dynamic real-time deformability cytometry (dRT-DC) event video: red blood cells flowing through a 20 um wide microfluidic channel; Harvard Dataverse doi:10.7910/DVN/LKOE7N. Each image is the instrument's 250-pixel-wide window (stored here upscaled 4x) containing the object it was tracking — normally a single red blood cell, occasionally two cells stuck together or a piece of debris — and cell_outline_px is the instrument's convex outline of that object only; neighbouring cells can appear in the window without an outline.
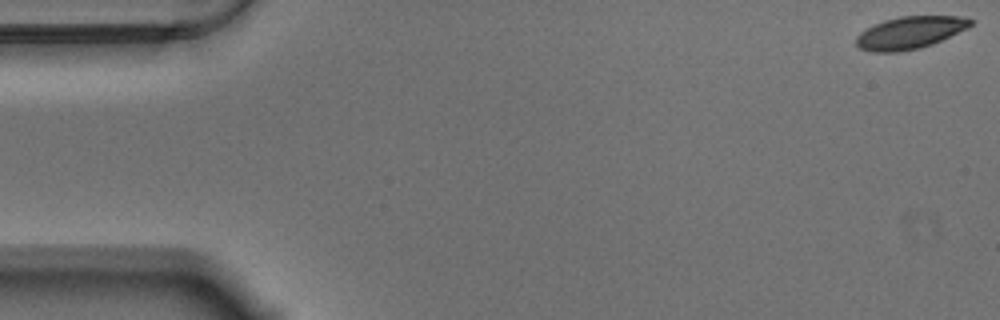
{"species": "Egyptian fruit bat (a non-hibernating species)", "species_latin": "Rousettus aegyptiacus", "temperature_condition": "warm", "stored_images_in_passage": 57, "camera_frame_rate_fps": 3000, "um_per_image_px": 0.085, "animal": {"sex": "male"}, "frame": {"image": 1, "passage_image": 1, "time_ms": 0.0, "image_size_px": [1000, 320], "cell_outline_px": [[972, 24], [968, 28], [932, 44], [920, 48], [900, 52], [872, 52], [860, 48], [856, 44], [856, 36], [860, 32], [884, 20], [900, 16], [956, 16], [972, 20]], "centroid_in_image_um": [77.32, 2.78], "position_along_channel_um": 7.7, "area_um2": 21.39}}
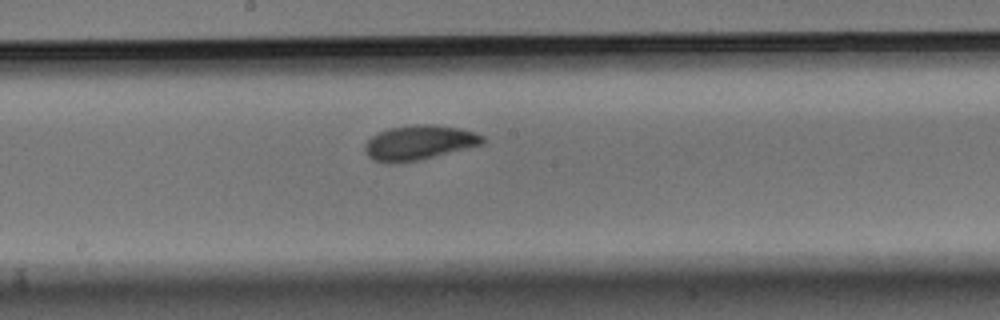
{"frame": {"image": 2, "passage_image": 30, "time_ms": 9.667, "image_size_px": [1000, 320], "cell_outline_px": [[484, 140], [480, 144], [420, 160], [392, 164], [388, 164], [372, 160], [364, 152], [364, 144], [376, 132], [388, 128], [412, 124], [432, 124], [460, 128], [484, 136]], "centroid_in_image_um": [35.52, 12.12], "position_along_channel_um": 212.7, "area_um2": 23.87}}
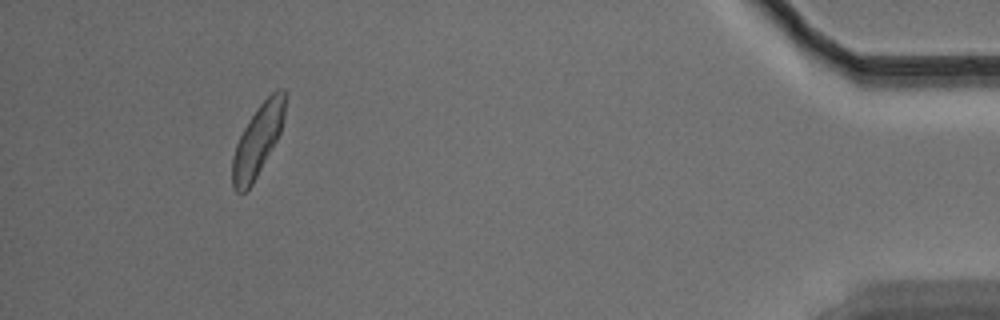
{"frame": {"image": 3, "passage_image": 53, "time_ms": 17.333, "image_size_px": [1000, 320], "cell_outline_px": [[284, 116], [280, 132], [276, 140], [252, 184], [244, 192], [236, 192], [232, 184], [232, 156], [236, 144], [244, 128], [256, 108], [276, 88], [284, 88]], "centroid_in_image_um": [21.88, 11.92], "position_along_channel_um": 413.3, "area_um2": 21.33}, "authors_computed_cell_mechanics": {"area_um2": 22.5998, "velocity_mm_per_s": 3.4934, "shape_relaxation_time_tau1_ms": 3.0297, "shape_relaxation_time_tau2_ms": 2.2968, "deformation_change_tau1": 0.1268, "deformation_change_tau2": 0.0614}}